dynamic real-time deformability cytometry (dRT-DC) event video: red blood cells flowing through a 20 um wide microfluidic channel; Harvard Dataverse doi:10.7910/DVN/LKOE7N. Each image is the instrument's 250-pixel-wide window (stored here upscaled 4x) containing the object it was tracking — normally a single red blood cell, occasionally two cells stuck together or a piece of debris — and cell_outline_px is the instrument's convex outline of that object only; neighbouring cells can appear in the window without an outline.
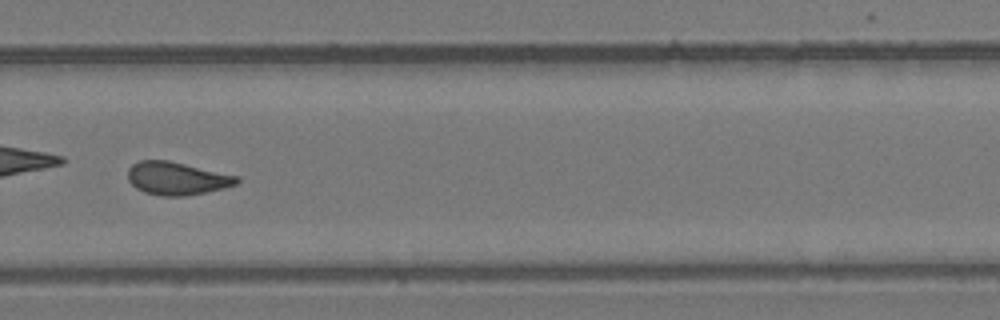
{"species": "common noctule bat (a hibernating species)", "species_latin": "Nyctalus noctula", "temperature_condition": "room temperature", "stored_images_in_passage": 49, "camera_frame_rate_fps": 3000, "um_per_image_px": 0.085, "animal": {"sex": "female", "body_mass_g": 24.6, "forearm_length_mm": 56.2}, "frame": {"image": 1, "passage_image": 35, "time_ms": 11.333, "image_size_px": [1000, 320], "cell_outline_px": [[240, 180], [236, 184], [224, 188], [184, 196], [160, 196], [144, 192], [136, 188], [128, 180], [128, 168], [132, 164], [140, 160], [168, 160], [240, 176]], "centroid_in_image_um": [15.03, 15.16], "position_along_channel_um": 314.8, "area_um2": 20.98}}